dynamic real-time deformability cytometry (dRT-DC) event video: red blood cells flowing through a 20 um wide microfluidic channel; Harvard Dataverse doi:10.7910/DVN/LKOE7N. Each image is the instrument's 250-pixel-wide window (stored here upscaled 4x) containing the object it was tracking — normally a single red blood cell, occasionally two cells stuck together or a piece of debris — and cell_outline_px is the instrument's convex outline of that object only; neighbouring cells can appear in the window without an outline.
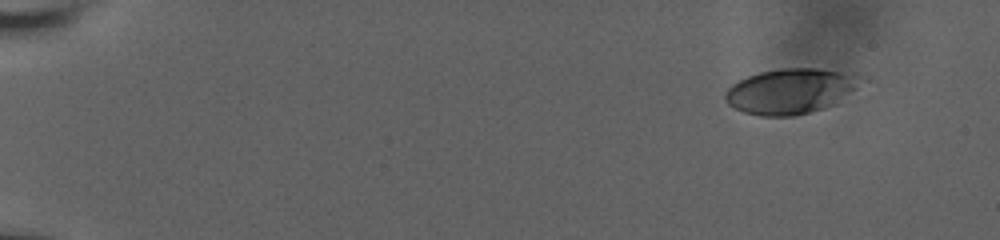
{"species": "human", "species_latin": "Homo sapiens", "temperature_condition": "room temperature", "stored_images_in_passage": 55, "camera_frame_rate_fps": 3000, "um_per_image_px": 0.085, "donor": {"sex": "male"}, "frame": {"image": 1, "passage_image": 1, "time_ms": 0.0, "image_size_px": [1000, 240], "cell_outline_px": [[860, 84], [856, 88], [832, 104], [824, 108], [792, 116], [760, 116], [744, 112], [728, 104], [724, 100], [724, 92], [732, 84], [748, 76], [760, 72], [784, 68], [816, 68], [836, 72]], "centroid_in_image_um": [67.0, 7.78], "position_along_channel_um": 18.0, "area_um2": 34.33}}
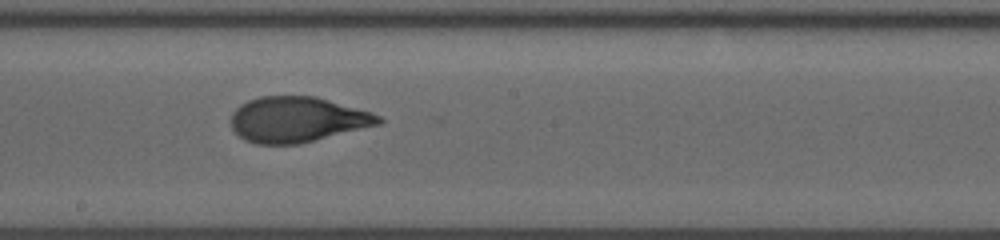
{"frame": {"image": 2, "passage_image": 31, "time_ms": 10.0, "image_size_px": [1000, 240], "cell_outline_px": [[384, 120], [380, 124], [296, 144], [256, 144], [244, 140], [232, 128], [232, 112], [240, 104], [248, 100], [260, 96], [316, 96], [372, 112], [380, 116]], "centroid_in_image_um": [25.25, 10.14], "position_along_channel_um": 222.9, "area_um2": 38.84}}
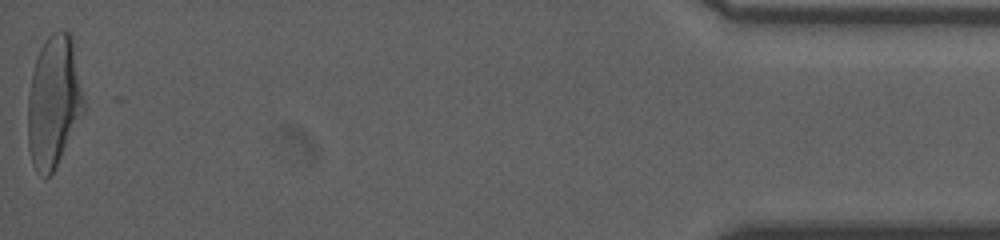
{"frame": {"image": 3, "passage_image": 55, "time_ms": 18.0, "image_size_px": [1000, 240], "cell_outline_px": [[84, 112], [52, 172], [44, 180], [36, 172], [32, 164], [28, 148], [28, 96], [32, 72], [36, 56], [44, 40], [52, 32], [68, 32], [72, 36], [84, 96]], "centroid_in_image_um": [4.55, 8.64], "position_along_channel_um": 430.6, "area_um2": 43.0}, "authors_computed_cell_mechanics": {"area_um2": 38.4948, "velocity_mm_per_s": 3.6558, "shape_relaxation_time_tau1_ms": 4.4825, "shape_relaxation_time_tau2_ms": 0.8247, "deformation_change_tau1": 0.1978, "deformation_change_tau2": 0.0688}}